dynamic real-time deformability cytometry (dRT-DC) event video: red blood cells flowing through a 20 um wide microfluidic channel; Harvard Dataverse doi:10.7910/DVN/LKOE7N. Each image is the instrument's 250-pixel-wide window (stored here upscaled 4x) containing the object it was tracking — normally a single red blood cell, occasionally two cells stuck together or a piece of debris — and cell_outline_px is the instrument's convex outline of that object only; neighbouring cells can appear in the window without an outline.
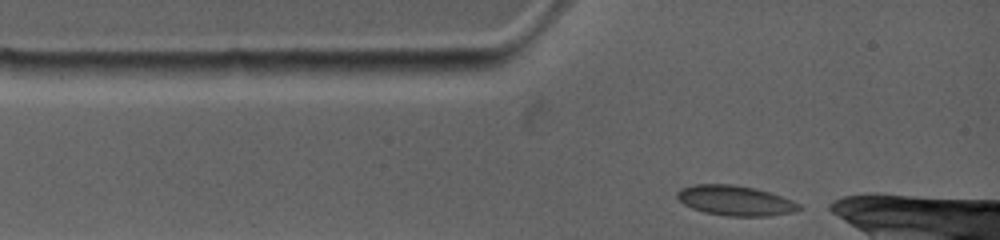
{"species": "common noctule bat (a hibernating species)", "species_latin": "Nyctalus noctula", "temperature_condition": "warm", "stored_images_in_passage": 6, "camera_frame_rate_fps": 4500, "um_per_image_px": 0.085, "animal": {"sex": "female", "body_mass_g": 19.0, "forearm_length_mm": 53.3}, "frame": {"image": 1, "passage_image": 1, "time_ms": 0.0, "image_size_px": [1000, 240], "cell_outline_px": [[800, 208], [792, 212], [768, 216], [728, 216], [704, 212], [692, 208], [684, 204], [676, 196], [676, 192], [680, 188], [692, 184], [732, 184], [756, 188], [792, 200], [800, 204]], "centroid_in_image_um": [62.45, 17.04], "position_along_channel_um": 22.6, "area_um2": 21.27}}
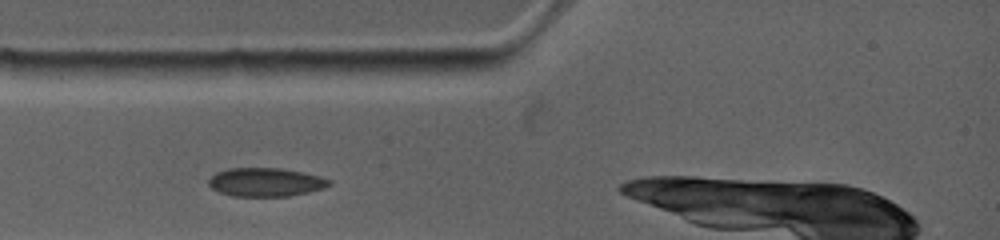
{"frame": {"image": 2, "passage_image": 3, "time_ms": 1.333, "image_size_px": [1000, 240], "cell_outline_px": [[332, 184], [324, 188], [308, 192], [288, 196], [232, 196], [220, 192], [212, 188], [208, 184], [208, 180], [216, 172], [228, 168], [280, 168], [320, 176], [332, 180]], "centroid_in_image_um": [22.58, 15.48], "position_along_channel_um": 62.4, "area_um2": 20.06}}
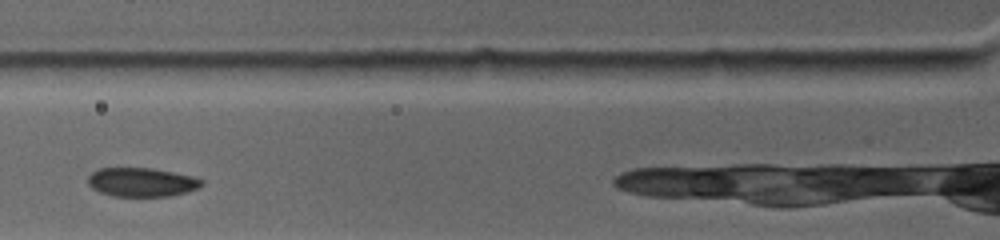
{"frame": {"image": 3, "passage_image": 5, "time_ms": 2.667, "image_size_px": [1000, 240], "cell_outline_px": [[204, 184], [188, 192], [168, 196], [112, 196], [100, 192], [92, 188], [88, 184], [88, 176], [92, 172], [100, 168], [152, 168], [192, 176], [204, 180]], "centroid_in_image_um": [12.04, 15.48], "position_along_channel_um": 113.8, "area_um2": 19.13}}